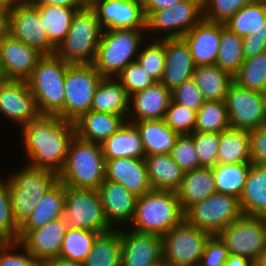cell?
Segmentation results:
<instances>
[{
	"label": "cell",
	"mask_w": 266,
	"mask_h": 266,
	"mask_svg": "<svg viewBox=\"0 0 266 266\" xmlns=\"http://www.w3.org/2000/svg\"><path fill=\"white\" fill-rule=\"evenodd\" d=\"M24 150L32 168L62 170L75 136L74 123L56 114L38 113L22 126Z\"/></svg>",
	"instance_id": "cell-1"
},
{
	"label": "cell",
	"mask_w": 266,
	"mask_h": 266,
	"mask_svg": "<svg viewBox=\"0 0 266 266\" xmlns=\"http://www.w3.org/2000/svg\"><path fill=\"white\" fill-rule=\"evenodd\" d=\"M59 181L65 186L98 189L105 180V157L102 145L84 141L76 135L72 139Z\"/></svg>",
	"instance_id": "cell-2"
},
{
	"label": "cell",
	"mask_w": 266,
	"mask_h": 266,
	"mask_svg": "<svg viewBox=\"0 0 266 266\" xmlns=\"http://www.w3.org/2000/svg\"><path fill=\"white\" fill-rule=\"evenodd\" d=\"M184 219L176 191L152 190L138 197L133 231L165 235Z\"/></svg>",
	"instance_id": "cell-3"
},
{
	"label": "cell",
	"mask_w": 266,
	"mask_h": 266,
	"mask_svg": "<svg viewBox=\"0 0 266 266\" xmlns=\"http://www.w3.org/2000/svg\"><path fill=\"white\" fill-rule=\"evenodd\" d=\"M71 64L54 54H44L26 79L39 113L56 114L63 119L64 81Z\"/></svg>",
	"instance_id": "cell-4"
},
{
	"label": "cell",
	"mask_w": 266,
	"mask_h": 266,
	"mask_svg": "<svg viewBox=\"0 0 266 266\" xmlns=\"http://www.w3.org/2000/svg\"><path fill=\"white\" fill-rule=\"evenodd\" d=\"M143 33L146 29L103 30L92 65L102 77L117 76L128 64L137 60Z\"/></svg>",
	"instance_id": "cell-5"
},
{
	"label": "cell",
	"mask_w": 266,
	"mask_h": 266,
	"mask_svg": "<svg viewBox=\"0 0 266 266\" xmlns=\"http://www.w3.org/2000/svg\"><path fill=\"white\" fill-rule=\"evenodd\" d=\"M103 30L95 11L81 8L73 16L69 32L55 54L69 64H92Z\"/></svg>",
	"instance_id": "cell-6"
},
{
	"label": "cell",
	"mask_w": 266,
	"mask_h": 266,
	"mask_svg": "<svg viewBox=\"0 0 266 266\" xmlns=\"http://www.w3.org/2000/svg\"><path fill=\"white\" fill-rule=\"evenodd\" d=\"M58 182V173L29 166L10 177L6 184L12 198L15 221L19 226L32 214L36 203Z\"/></svg>",
	"instance_id": "cell-7"
},
{
	"label": "cell",
	"mask_w": 266,
	"mask_h": 266,
	"mask_svg": "<svg viewBox=\"0 0 266 266\" xmlns=\"http://www.w3.org/2000/svg\"><path fill=\"white\" fill-rule=\"evenodd\" d=\"M210 236L183 219L162 236V261L168 266H199Z\"/></svg>",
	"instance_id": "cell-8"
},
{
	"label": "cell",
	"mask_w": 266,
	"mask_h": 266,
	"mask_svg": "<svg viewBox=\"0 0 266 266\" xmlns=\"http://www.w3.org/2000/svg\"><path fill=\"white\" fill-rule=\"evenodd\" d=\"M102 76L92 64H71L64 81L63 119L74 122L90 111L93 96Z\"/></svg>",
	"instance_id": "cell-9"
},
{
	"label": "cell",
	"mask_w": 266,
	"mask_h": 266,
	"mask_svg": "<svg viewBox=\"0 0 266 266\" xmlns=\"http://www.w3.org/2000/svg\"><path fill=\"white\" fill-rule=\"evenodd\" d=\"M64 219L70 228L102 233L112 229L96 189L65 186Z\"/></svg>",
	"instance_id": "cell-10"
},
{
	"label": "cell",
	"mask_w": 266,
	"mask_h": 266,
	"mask_svg": "<svg viewBox=\"0 0 266 266\" xmlns=\"http://www.w3.org/2000/svg\"><path fill=\"white\" fill-rule=\"evenodd\" d=\"M242 214L239 198L215 193L192 205L184 213V219L211 235H218Z\"/></svg>",
	"instance_id": "cell-11"
},
{
	"label": "cell",
	"mask_w": 266,
	"mask_h": 266,
	"mask_svg": "<svg viewBox=\"0 0 266 266\" xmlns=\"http://www.w3.org/2000/svg\"><path fill=\"white\" fill-rule=\"evenodd\" d=\"M218 236L230 254L244 256L255 264L266 247V217L242 214Z\"/></svg>",
	"instance_id": "cell-12"
},
{
	"label": "cell",
	"mask_w": 266,
	"mask_h": 266,
	"mask_svg": "<svg viewBox=\"0 0 266 266\" xmlns=\"http://www.w3.org/2000/svg\"><path fill=\"white\" fill-rule=\"evenodd\" d=\"M224 24L230 31L242 37L244 59L266 51L265 1H251Z\"/></svg>",
	"instance_id": "cell-13"
},
{
	"label": "cell",
	"mask_w": 266,
	"mask_h": 266,
	"mask_svg": "<svg viewBox=\"0 0 266 266\" xmlns=\"http://www.w3.org/2000/svg\"><path fill=\"white\" fill-rule=\"evenodd\" d=\"M147 32L165 31L163 39L181 38L203 19V0H183L156 11H144Z\"/></svg>",
	"instance_id": "cell-14"
},
{
	"label": "cell",
	"mask_w": 266,
	"mask_h": 266,
	"mask_svg": "<svg viewBox=\"0 0 266 266\" xmlns=\"http://www.w3.org/2000/svg\"><path fill=\"white\" fill-rule=\"evenodd\" d=\"M225 103L231 128L250 131L266 125L262 92L246 89L233 81Z\"/></svg>",
	"instance_id": "cell-15"
},
{
	"label": "cell",
	"mask_w": 266,
	"mask_h": 266,
	"mask_svg": "<svg viewBox=\"0 0 266 266\" xmlns=\"http://www.w3.org/2000/svg\"><path fill=\"white\" fill-rule=\"evenodd\" d=\"M36 6L16 5L9 11L8 33L21 42L37 48L43 54H54L47 31Z\"/></svg>",
	"instance_id": "cell-16"
},
{
	"label": "cell",
	"mask_w": 266,
	"mask_h": 266,
	"mask_svg": "<svg viewBox=\"0 0 266 266\" xmlns=\"http://www.w3.org/2000/svg\"><path fill=\"white\" fill-rule=\"evenodd\" d=\"M91 8L104 30L146 29L142 0H98Z\"/></svg>",
	"instance_id": "cell-17"
},
{
	"label": "cell",
	"mask_w": 266,
	"mask_h": 266,
	"mask_svg": "<svg viewBox=\"0 0 266 266\" xmlns=\"http://www.w3.org/2000/svg\"><path fill=\"white\" fill-rule=\"evenodd\" d=\"M43 55L9 33L0 36V62L7 79L26 80Z\"/></svg>",
	"instance_id": "cell-18"
},
{
	"label": "cell",
	"mask_w": 266,
	"mask_h": 266,
	"mask_svg": "<svg viewBox=\"0 0 266 266\" xmlns=\"http://www.w3.org/2000/svg\"><path fill=\"white\" fill-rule=\"evenodd\" d=\"M0 112L21 127L39 113L26 80L7 79L0 85Z\"/></svg>",
	"instance_id": "cell-19"
},
{
	"label": "cell",
	"mask_w": 266,
	"mask_h": 266,
	"mask_svg": "<svg viewBox=\"0 0 266 266\" xmlns=\"http://www.w3.org/2000/svg\"><path fill=\"white\" fill-rule=\"evenodd\" d=\"M162 262V236L121 231V266H156Z\"/></svg>",
	"instance_id": "cell-20"
},
{
	"label": "cell",
	"mask_w": 266,
	"mask_h": 266,
	"mask_svg": "<svg viewBox=\"0 0 266 266\" xmlns=\"http://www.w3.org/2000/svg\"><path fill=\"white\" fill-rule=\"evenodd\" d=\"M68 229L64 217L31 231H19L18 241L41 262L59 257Z\"/></svg>",
	"instance_id": "cell-21"
},
{
	"label": "cell",
	"mask_w": 266,
	"mask_h": 266,
	"mask_svg": "<svg viewBox=\"0 0 266 266\" xmlns=\"http://www.w3.org/2000/svg\"><path fill=\"white\" fill-rule=\"evenodd\" d=\"M105 180L122 184L137 197L153 190L144 159L122 157L105 160Z\"/></svg>",
	"instance_id": "cell-22"
},
{
	"label": "cell",
	"mask_w": 266,
	"mask_h": 266,
	"mask_svg": "<svg viewBox=\"0 0 266 266\" xmlns=\"http://www.w3.org/2000/svg\"><path fill=\"white\" fill-rule=\"evenodd\" d=\"M195 67L188 44L182 37L165 39V66L161 83L172 91L193 77Z\"/></svg>",
	"instance_id": "cell-23"
},
{
	"label": "cell",
	"mask_w": 266,
	"mask_h": 266,
	"mask_svg": "<svg viewBox=\"0 0 266 266\" xmlns=\"http://www.w3.org/2000/svg\"><path fill=\"white\" fill-rule=\"evenodd\" d=\"M171 100L172 91L163 83L155 82L130 96L129 101L133 103V110H129L128 118L131 120H127V122L162 120Z\"/></svg>",
	"instance_id": "cell-24"
},
{
	"label": "cell",
	"mask_w": 266,
	"mask_h": 266,
	"mask_svg": "<svg viewBox=\"0 0 266 266\" xmlns=\"http://www.w3.org/2000/svg\"><path fill=\"white\" fill-rule=\"evenodd\" d=\"M196 66L215 64L221 38V23L202 19L182 37Z\"/></svg>",
	"instance_id": "cell-25"
},
{
	"label": "cell",
	"mask_w": 266,
	"mask_h": 266,
	"mask_svg": "<svg viewBox=\"0 0 266 266\" xmlns=\"http://www.w3.org/2000/svg\"><path fill=\"white\" fill-rule=\"evenodd\" d=\"M97 190L106 220L111 226L133 220L138 200L136 195L130 193L122 184L108 180H104Z\"/></svg>",
	"instance_id": "cell-26"
},
{
	"label": "cell",
	"mask_w": 266,
	"mask_h": 266,
	"mask_svg": "<svg viewBox=\"0 0 266 266\" xmlns=\"http://www.w3.org/2000/svg\"><path fill=\"white\" fill-rule=\"evenodd\" d=\"M127 120L124 116L90 110L73 122L75 135L84 141L101 144L118 131Z\"/></svg>",
	"instance_id": "cell-27"
},
{
	"label": "cell",
	"mask_w": 266,
	"mask_h": 266,
	"mask_svg": "<svg viewBox=\"0 0 266 266\" xmlns=\"http://www.w3.org/2000/svg\"><path fill=\"white\" fill-rule=\"evenodd\" d=\"M176 192L183 213L192 205L217 193L212 168L200 167L186 171Z\"/></svg>",
	"instance_id": "cell-28"
},
{
	"label": "cell",
	"mask_w": 266,
	"mask_h": 266,
	"mask_svg": "<svg viewBox=\"0 0 266 266\" xmlns=\"http://www.w3.org/2000/svg\"><path fill=\"white\" fill-rule=\"evenodd\" d=\"M114 77H103L97 86L90 110L124 116L129 114L130 96Z\"/></svg>",
	"instance_id": "cell-29"
},
{
	"label": "cell",
	"mask_w": 266,
	"mask_h": 266,
	"mask_svg": "<svg viewBox=\"0 0 266 266\" xmlns=\"http://www.w3.org/2000/svg\"><path fill=\"white\" fill-rule=\"evenodd\" d=\"M144 160L153 190L177 191L180 188L185 171L170 154L150 155Z\"/></svg>",
	"instance_id": "cell-30"
},
{
	"label": "cell",
	"mask_w": 266,
	"mask_h": 266,
	"mask_svg": "<svg viewBox=\"0 0 266 266\" xmlns=\"http://www.w3.org/2000/svg\"><path fill=\"white\" fill-rule=\"evenodd\" d=\"M132 123L139 131L146 156L170 154L179 136L165 120H142Z\"/></svg>",
	"instance_id": "cell-31"
},
{
	"label": "cell",
	"mask_w": 266,
	"mask_h": 266,
	"mask_svg": "<svg viewBox=\"0 0 266 266\" xmlns=\"http://www.w3.org/2000/svg\"><path fill=\"white\" fill-rule=\"evenodd\" d=\"M65 185L58 182L37 203L32 214L20 226V231L43 227L50 221L64 217Z\"/></svg>",
	"instance_id": "cell-32"
},
{
	"label": "cell",
	"mask_w": 266,
	"mask_h": 266,
	"mask_svg": "<svg viewBox=\"0 0 266 266\" xmlns=\"http://www.w3.org/2000/svg\"><path fill=\"white\" fill-rule=\"evenodd\" d=\"M101 145L105 160L122 157L144 159L146 157L139 131L130 122H126Z\"/></svg>",
	"instance_id": "cell-33"
},
{
	"label": "cell",
	"mask_w": 266,
	"mask_h": 266,
	"mask_svg": "<svg viewBox=\"0 0 266 266\" xmlns=\"http://www.w3.org/2000/svg\"><path fill=\"white\" fill-rule=\"evenodd\" d=\"M239 201L243 214L266 217V166L251 163Z\"/></svg>",
	"instance_id": "cell-34"
},
{
	"label": "cell",
	"mask_w": 266,
	"mask_h": 266,
	"mask_svg": "<svg viewBox=\"0 0 266 266\" xmlns=\"http://www.w3.org/2000/svg\"><path fill=\"white\" fill-rule=\"evenodd\" d=\"M205 101H225L233 76L216 64L195 67L192 77Z\"/></svg>",
	"instance_id": "cell-35"
},
{
	"label": "cell",
	"mask_w": 266,
	"mask_h": 266,
	"mask_svg": "<svg viewBox=\"0 0 266 266\" xmlns=\"http://www.w3.org/2000/svg\"><path fill=\"white\" fill-rule=\"evenodd\" d=\"M84 266H121V231L98 233Z\"/></svg>",
	"instance_id": "cell-36"
},
{
	"label": "cell",
	"mask_w": 266,
	"mask_h": 266,
	"mask_svg": "<svg viewBox=\"0 0 266 266\" xmlns=\"http://www.w3.org/2000/svg\"><path fill=\"white\" fill-rule=\"evenodd\" d=\"M217 163H251L249 131L234 128L222 131Z\"/></svg>",
	"instance_id": "cell-37"
},
{
	"label": "cell",
	"mask_w": 266,
	"mask_h": 266,
	"mask_svg": "<svg viewBox=\"0 0 266 266\" xmlns=\"http://www.w3.org/2000/svg\"><path fill=\"white\" fill-rule=\"evenodd\" d=\"M47 31L49 42L57 48L69 32L73 16L81 8H67L54 5L36 6Z\"/></svg>",
	"instance_id": "cell-38"
},
{
	"label": "cell",
	"mask_w": 266,
	"mask_h": 266,
	"mask_svg": "<svg viewBox=\"0 0 266 266\" xmlns=\"http://www.w3.org/2000/svg\"><path fill=\"white\" fill-rule=\"evenodd\" d=\"M251 163L220 164L212 167L217 193L240 198L246 183Z\"/></svg>",
	"instance_id": "cell-39"
},
{
	"label": "cell",
	"mask_w": 266,
	"mask_h": 266,
	"mask_svg": "<svg viewBox=\"0 0 266 266\" xmlns=\"http://www.w3.org/2000/svg\"><path fill=\"white\" fill-rule=\"evenodd\" d=\"M243 62L242 37L230 31L225 27V24L221 23V38L215 64L234 76Z\"/></svg>",
	"instance_id": "cell-40"
},
{
	"label": "cell",
	"mask_w": 266,
	"mask_h": 266,
	"mask_svg": "<svg viewBox=\"0 0 266 266\" xmlns=\"http://www.w3.org/2000/svg\"><path fill=\"white\" fill-rule=\"evenodd\" d=\"M98 232L68 227L59 258L83 262L90 253Z\"/></svg>",
	"instance_id": "cell-41"
},
{
	"label": "cell",
	"mask_w": 266,
	"mask_h": 266,
	"mask_svg": "<svg viewBox=\"0 0 266 266\" xmlns=\"http://www.w3.org/2000/svg\"><path fill=\"white\" fill-rule=\"evenodd\" d=\"M233 81L241 87L263 93L266 90V51L244 59Z\"/></svg>",
	"instance_id": "cell-42"
},
{
	"label": "cell",
	"mask_w": 266,
	"mask_h": 266,
	"mask_svg": "<svg viewBox=\"0 0 266 266\" xmlns=\"http://www.w3.org/2000/svg\"><path fill=\"white\" fill-rule=\"evenodd\" d=\"M229 128L225 101H205L197 111L194 131L221 133Z\"/></svg>",
	"instance_id": "cell-43"
},
{
	"label": "cell",
	"mask_w": 266,
	"mask_h": 266,
	"mask_svg": "<svg viewBox=\"0 0 266 266\" xmlns=\"http://www.w3.org/2000/svg\"><path fill=\"white\" fill-rule=\"evenodd\" d=\"M137 56V61L144 70L156 81L160 82L165 66V39H157L143 48Z\"/></svg>",
	"instance_id": "cell-44"
},
{
	"label": "cell",
	"mask_w": 266,
	"mask_h": 266,
	"mask_svg": "<svg viewBox=\"0 0 266 266\" xmlns=\"http://www.w3.org/2000/svg\"><path fill=\"white\" fill-rule=\"evenodd\" d=\"M196 114L195 110L171 100L164 120L178 135H190L195 130Z\"/></svg>",
	"instance_id": "cell-45"
},
{
	"label": "cell",
	"mask_w": 266,
	"mask_h": 266,
	"mask_svg": "<svg viewBox=\"0 0 266 266\" xmlns=\"http://www.w3.org/2000/svg\"><path fill=\"white\" fill-rule=\"evenodd\" d=\"M220 134L217 132L194 131L193 138L197 151L200 167H214L217 164Z\"/></svg>",
	"instance_id": "cell-46"
},
{
	"label": "cell",
	"mask_w": 266,
	"mask_h": 266,
	"mask_svg": "<svg viewBox=\"0 0 266 266\" xmlns=\"http://www.w3.org/2000/svg\"><path fill=\"white\" fill-rule=\"evenodd\" d=\"M0 180V234L9 241H18L20 226L15 221L8 185Z\"/></svg>",
	"instance_id": "cell-47"
},
{
	"label": "cell",
	"mask_w": 266,
	"mask_h": 266,
	"mask_svg": "<svg viewBox=\"0 0 266 266\" xmlns=\"http://www.w3.org/2000/svg\"><path fill=\"white\" fill-rule=\"evenodd\" d=\"M251 1L253 0H203V18L224 24Z\"/></svg>",
	"instance_id": "cell-48"
},
{
	"label": "cell",
	"mask_w": 266,
	"mask_h": 266,
	"mask_svg": "<svg viewBox=\"0 0 266 266\" xmlns=\"http://www.w3.org/2000/svg\"><path fill=\"white\" fill-rule=\"evenodd\" d=\"M127 94L131 96L137 91L143 90L156 81L144 70L136 60L128 64L117 76Z\"/></svg>",
	"instance_id": "cell-49"
},
{
	"label": "cell",
	"mask_w": 266,
	"mask_h": 266,
	"mask_svg": "<svg viewBox=\"0 0 266 266\" xmlns=\"http://www.w3.org/2000/svg\"><path fill=\"white\" fill-rule=\"evenodd\" d=\"M170 155L185 172L200 168L194 141L190 135H179Z\"/></svg>",
	"instance_id": "cell-50"
},
{
	"label": "cell",
	"mask_w": 266,
	"mask_h": 266,
	"mask_svg": "<svg viewBox=\"0 0 266 266\" xmlns=\"http://www.w3.org/2000/svg\"><path fill=\"white\" fill-rule=\"evenodd\" d=\"M172 100L196 112L205 102L202 92L196 86L193 78L184 81L172 90Z\"/></svg>",
	"instance_id": "cell-51"
},
{
	"label": "cell",
	"mask_w": 266,
	"mask_h": 266,
	"mask_svg": "<svg viewBox=\"0 0 266 266\" xmlns=\"http://www.w3.org/2000/svg\"><path fill=\"white\" fill-rule=\"evenodd\" d=\"M23 253H11V248L19 247ZM10 251V252H9ZM42 262L19 241H8L0 250V266H41Z\"/></svg>",
	"instance_id": "cell-52"
},
{
	"label": "cell",
	"mask_w": 266,
	"mask_h": 266,
	"mask_svg": "<svg viewBox=\"0 0 266 266\" xmlns=\"http://www.w3.org/2000/svg\"><path fill=\"white\" fill-rule=\"evenodd\" d=\"M229 252L218 235L207 240L199 266H224Z\"/></svg>",
	"instance_id": "cell-53"
},
{
	"label": "cell",
	"mask_w": 266,
	"mask_h": 266,
	"mask_svg": "<svg viewBox=\"0 0 266 266\" xmlns=\"http://www.w3.org/2000/svg\"><path fill=\"white\" fill-rule=\"evenodd\" d=\"M251 163L266 166V125L249 131Z\"/></svg>",
	"instance_id": "cell-54"
},
{
	"label": "cell",
	"mask_w": 266,
	"mask_h": 266,
	"mask_svg": "<svg viewBox=\"0 0 266 266\" xmlns=\"http://www.w3.org/2000/svg\"><path fill=\"white\" fill-rule=\"evenodd\" d=\"M183 0H142L143 11H156L170 8Z\"/></svg>",
	"instance_id": "cell-55"
},
{
	"label": "cell",
	"mask_w": 266,
	"mask_h": 266,
	"mask_svg": "<svg viewBox=\"0 0 266 266\" xmlns=\"http://www.w3.org/2000/svg\"><path fill=\"white\" fill-rule=\"evenodd\" d=\"M33 6L54 5L67 8H82L76 0H33Z\"/></svg>",
	"instance_id": "cell-56"
},
{
	"label": "cell",
	"mask_w": 266,
	"mask_h": 266,
	"mask_svg": "<svg viewBox=\"0 0 266 266\" xmlns=\"http://www.w3.org/2000/svg\"><path fill=\"white\" fill-rule=\"evenodd\" d=\"M224 266H254V263L244 256L229 253Z\"/></svg>",
	"instance_id": "cell-57"
},
{
	"label": "cell",
	"mask_w": 266,
	"mask_h": 266,
	"mask_svg": "<svg viewBox=\"0 0 266 266\" xmlns=\"http://www.w3.org/2000/svg\"><path fill=\"white\" fill-rule=\"evenodd\" d=\"M10 8L3 3H0V36L8 33Z\"/></svg>",
	"instance_id": "cell-58"
},
{
	"label": "cell",
	"mask_w": 266,
	"mask_h": 266,
	"mask_svg": "<svg viewBox=\"0 0 266 266\" xmlns=\"http://www.w3.org/2000/svg\"><path fill=\"white\" fill-rule=\"evenodd\" d=\"M41 266H84L83 262L64 260L59 257L42 262Z\"/></svg>",
	"instance_id": "cell-59"
},
{
	"label": "cell",
	"mask_w": 266,
	"mask_h": 266,
	"mask_svg": "<svg viewBox=\"0 0 266 266\" xmlns=\"http://www.w3.org/2000/svg\"><path fill=\"white\" fill-rule=\"evenodd\" d=\"M33 0H5V4L10 8L16 5H31Z\"/></svg>",
	"instance_id": "cell-60"
},
{
	"label": "cell",
	"mask_w": 266,
	"mask_h": 266,
	"mask_svg": "<svg viewBox=\"0 0 266 266\" xmlns=\"http://www.w3.org/2000/svg\"><path fill=\"white\" fill-rule=\"evenodd\" d=\"M98 0H76L82 8H91Z\"/></svg>",
	"instance_id": "cell-61"
},
{
	"label": "cell",
	"mask_w": 266,
	"mask_h": 266,
	"mask_svg": "<svg viewBox=\"0 0 266 266\" xmlns=\"http://www.w3.org/2000/svg\"><path fill=\"white\" fill-rule=\"evenodd\" d=\"M254 266H266V247L263 252L260 254L258 261Z\"/></svg>",
	"instance_id": "cell-62"
},
{
	"label": "cell",
	"mask_w": 266,
	"mask_h": 266,
	"mask_svg": "<svg viewBox=\"0 0 266 266\" xmlns=\"http://www.w3.org/2000/svg\"><path fill=\"white\" fill-rule=\"evenodd\" d=\"M6 80H7V78L4 75L2 64L0 62V85Z\"/></svg>",
	"instance_id": "cell-63"
},
{
	"label": "cell",
	"mask_w": 266,
	"mask_h": 266,
	"mask_svg": "<svg viewBox=\"0 0 266 266\" xmlns=\"http://www.w3.org/2000/svg\"><path fill=\"white\" fill-rule=\"evenodd\" d=\"M8 241L9 240H7L4 236L0 234V250L5 246Z\"/></svg>",
	"instance_id": "cell-64"
},
{
	"label": "cell",
	"mask_w": 266,
	"mask_h": 266,
	"mask_svg": "<svg viewBox=\"0 0 266 266\" xmlns=\"http://www.w3.org/2000/svg\"><path fill=\"white\" fill-rule=\"evenodd\" d=\"M263 96H264V102H265V107H266V90L263 92Z\"/></svg>",
	"instance_id": "cell-65"
},
{
	"label": "cell",
	"mask_w": 266,
	"mask_h": 266,
	"mask_svg": "<svg viewBox=\"0 0 266 266\" xmlns=\"http://www.w3.org/2000/svg\"><path fill=\"white\" fill-rule=\"evenodd\" d=\"M156 266H168V265L165 264L164 262H162V263H160V264H158V265H156Z\"/></svg>",
	"instance_id": "cell-66"
},
{
	"label": "cell",
	"mask_w": 266,
	"mask_h": 266,
	"mask_svg": "<svg viewBox=\"0 0 266 266\" xmlns=\"http://www.w3.org/2000/svg\"><path fill=\"white\" fill-rule=\"evenodd\" d=\"M0 3H3V4H5V0H0Z\"/></svg>",
	"instance_id": "cell-67"
}]
</instances>
